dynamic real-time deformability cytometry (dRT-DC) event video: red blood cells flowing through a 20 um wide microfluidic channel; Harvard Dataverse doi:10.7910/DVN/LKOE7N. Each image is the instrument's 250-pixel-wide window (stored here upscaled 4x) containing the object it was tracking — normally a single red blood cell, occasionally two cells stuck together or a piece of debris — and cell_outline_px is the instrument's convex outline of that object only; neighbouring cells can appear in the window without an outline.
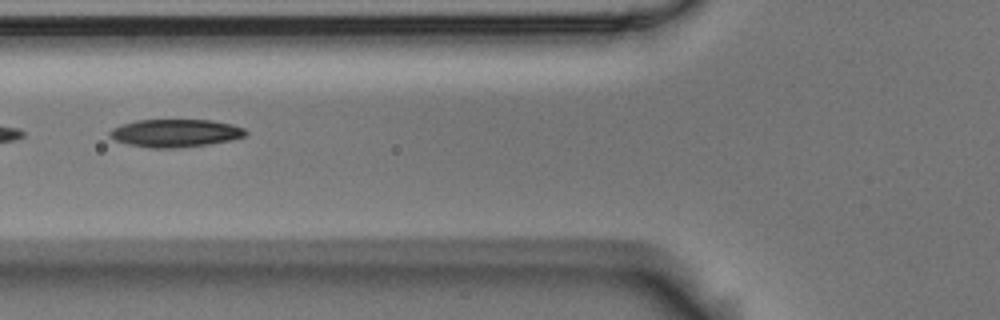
{"species": "Egyptian fruit bat (a non-hibernating species)", "species_latin": "Rousettus aegyptiacus", "temperature_condition": "room temperature", "stored_images_in_passage": 7, "camera_frame_rate_fps": 3000, "um_per_image_px": 0.085, "animal": {"sex": "male"}, "frame": {"image": 1, "passage_image": 5, "time_ms": 1.333, "image_size_px": [1000, 320], "cell_outline_px": [[248, 132], [244, 136], [232, 140], [208, 144], [180, 148], [148, 148], [128, 144], [116, 140], [108, 136], [108, 132], [112, 128], [136, 120], [212, 120], [232, 124], [244, 128]], "centroid_in_image_um": [14.91, 11.32], "position_along_channel_um": 110.9, "area_um2": 22.14}}
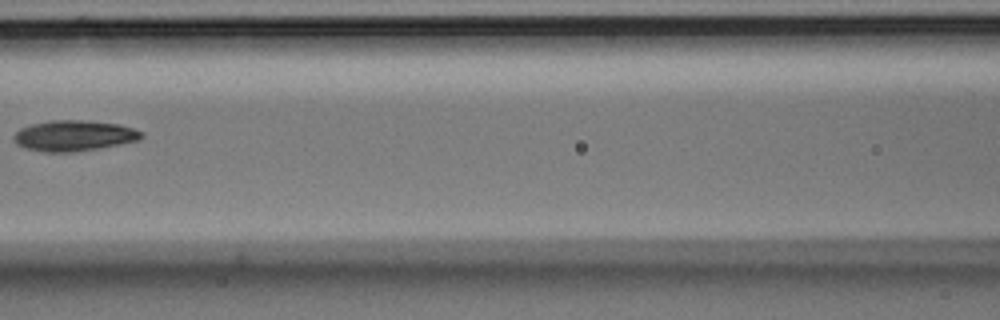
{"frame": {"image": 2, "passage_image": 6, "time_ms": 1.667, "image_size_px": [1000, 320], "cell_outline_px": [[144, 136], [140, 140], [120, 144], [72, 152], [44, 152], [24, 148], [16, 144], [12, 140], [12, 136], [20, 128], [32, 124], [52, 120], [84, 120], [120, 124], [144, 132]], "centroid_in_image_um": [6.27, 11.53], "position_along_channel_um": 160.3, "area_um2": 22.95}}
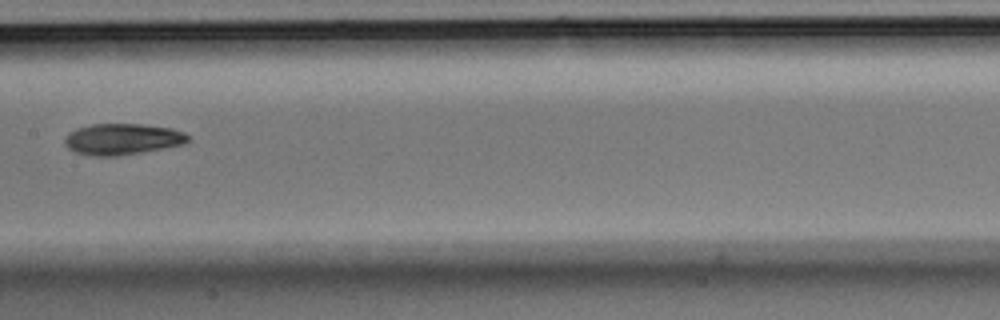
{"frame": {"image": 3, "passage_image": 7, "time_ms": 2.0, "image_size_px": [1000, 320], "cell_outline_px": [[188, 140], [184, 144], [164, 148], [120, 156], [96, 156], [76, 152], [68, 148], [64, 144], [64, 140], [72, 132], [80, 128], [92, 124], [140, 124], [172, 128], [184, 132], [188, 136]], "centroid_in_image_um": [10.44, 11.83], "position_along_channel_um": 197.0, "area_um2": 22.14}}